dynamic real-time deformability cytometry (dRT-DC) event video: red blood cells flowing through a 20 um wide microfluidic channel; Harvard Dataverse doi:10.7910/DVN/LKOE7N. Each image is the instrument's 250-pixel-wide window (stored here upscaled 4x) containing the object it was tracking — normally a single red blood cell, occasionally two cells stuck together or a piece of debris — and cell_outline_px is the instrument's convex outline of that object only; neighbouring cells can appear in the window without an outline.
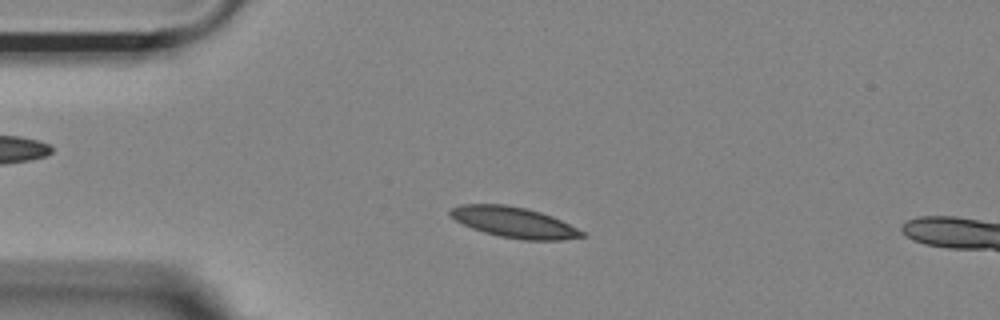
{"species": "Egyptian fruit bat (a non-hibernating species)", "species_latin": "Rousettus aegyptiacus", "temperature_condition": "room temperature", "stored_images_in_passage": 52, "camera_frame_rate_fps": 3000, "um_per_image_px": 0.085, "animal": {"sex": "female"}, "frame": {"image": 1, "passage_image": 10, "time_ms": 3.0, "image_size_px": [1000, 320], "cell_outline_px": [[588, 236], [564, 240], [524, 240], [500, 236], [484, 232], [472, 228], [456, 220], [448, 212], [452, 208], [460, 204], [504, 204], [524, 208], [540, 212], [552, 216], [584, 232]], "centroid_in_image_um": [43.71, 18.9], "position_along_channel_um": 41.3, "area_um2": 23.29}}
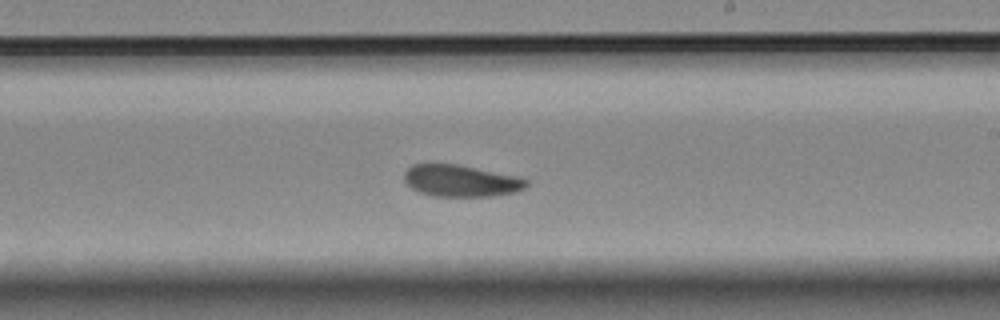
{"frame": {"image": 2, "passage_image": 29, "time_ms": 9.333, "image_size_px": [1000, 320], "cell_outline_px": [[528, 184], [524, 188], [516, 192], [492, 196], [432, 196], [420, 192], [412, 188], [404, 180], [404, 172], [412, 164], [456, 164], [516, 176], [528, 180]], "centroid_in_image_um": [39.16, 15.37], "position_along_channel_um": 249.8, "area_um2": 22.43}}
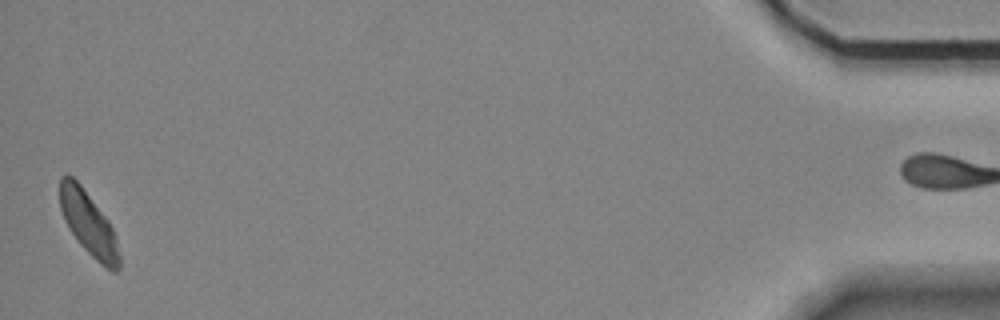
{"frame": {"image": 3, "passage_image": 51, "time_ms": 16.667, "image_size_px": [1000, 320], "cell_outline_px": [[120, 268], [116, 272], [112, 272], [100, 264], [80, 244], [64, 220], [60, 208], [60, 176], [68, 172], [80, 184], [108, 220], [116, 236], [120, 256]], "centroid_in_image_um": [7.53, 19.0], "position_along_channel_um": 427.7, "area_um2": 21.96}, "authors_computed_cell_mechanics": {"area_um2": 22.831, "velocity_mm_per_s": 3.6537, "shape_relaxation_time_tau1_ms": 4.1031, "shape_relaxation_time_tau2_ms": null, "deformation_change_tau1": 0.1022, "deformation_change_tau2": null}}